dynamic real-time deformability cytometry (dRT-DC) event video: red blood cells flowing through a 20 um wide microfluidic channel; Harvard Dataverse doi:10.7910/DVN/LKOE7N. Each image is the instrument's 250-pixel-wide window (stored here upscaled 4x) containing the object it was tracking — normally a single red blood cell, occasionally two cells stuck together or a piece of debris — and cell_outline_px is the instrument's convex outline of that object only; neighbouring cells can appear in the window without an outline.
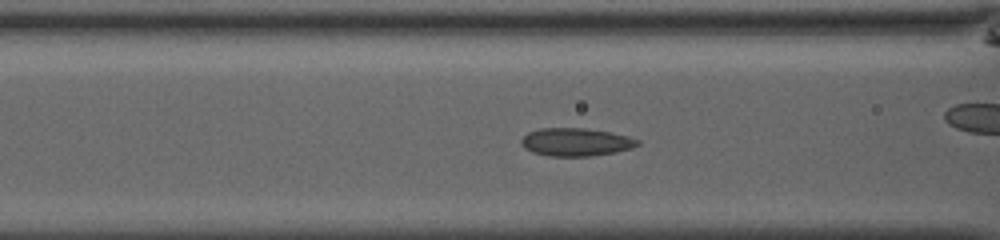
{"species": "common noctule bat (a hibernating species)", "species_latin": "Nyctalus noctula", "temperature_condition": "room temperature", "stored_images_in_passage": 38, "camera_frame_rate_fps": 3000, "um_per_image_px": 0.085, "animal": {"sex": "male", "body_mass_g": 13.0, "forearm_length_mm": 53.1}, "frame": {"image": 1, "passage_image": 13, "time_ms": 4.0, "image_size_px": [1000, 240], "cell_outline_px": [[640, 144], [632, 148], [616, 152], [592, 156], [548, 156], [532, 152], [524, 148], [520, 144], [520, 140], [528, 132], [540, 128], [584, 128], [612, 132], [628, 136], [640, 140]], "centroid_in_image_um": [48.95, 12.07], "position_along_channel_um": 117.6, "area_um2": 19.19}}
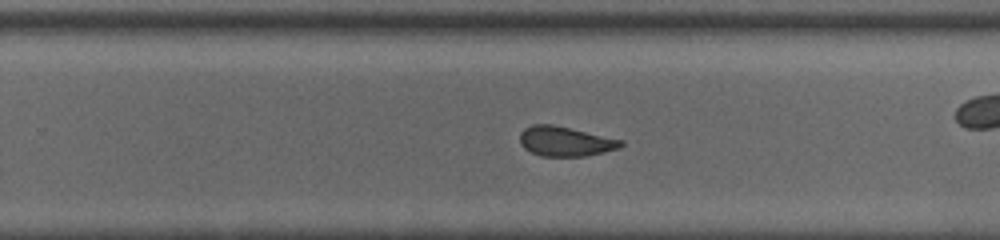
{"frame": {"image": 2, "passage_image": 25, "time_ms": 8.0, "image_size_px": [1000, 240], "cell_outline_px": [[624, 144], [620, 148], [604, 152], [584, 156], [540, 156], [524, 148], [520, 144], [520, 132], [524, 128], [532, 124], [552, 124], [624, 140]], "centroid_in_image_um": [48.05, 12.01], "position_along_channel_um": 281.8, "area_um2": 17.57}}
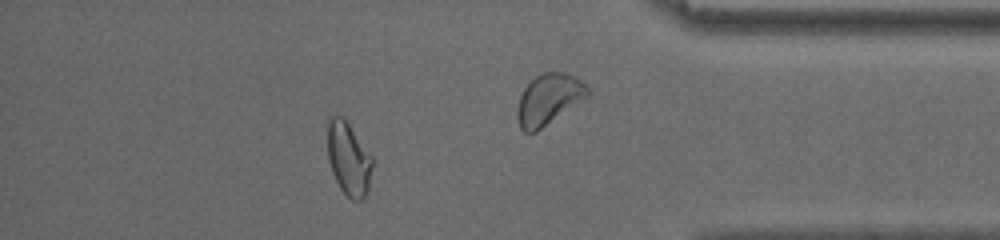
{"frame": {"image": 3, "passage_image": 36, "time_ms": 11.667, "image_size_px": [1000, 240], "cell_outline_px": [[372, 168], [368, 188], [364, 196], [360, 200], [352, 200], [340, 188], [332, 172], [328, 160], [328, 116], [344, 116], [372, 156]], "centroid_in_image_um": [29.62, 13.45], "position_along_channel_um": 405.6, "area_um2": 19.07}}